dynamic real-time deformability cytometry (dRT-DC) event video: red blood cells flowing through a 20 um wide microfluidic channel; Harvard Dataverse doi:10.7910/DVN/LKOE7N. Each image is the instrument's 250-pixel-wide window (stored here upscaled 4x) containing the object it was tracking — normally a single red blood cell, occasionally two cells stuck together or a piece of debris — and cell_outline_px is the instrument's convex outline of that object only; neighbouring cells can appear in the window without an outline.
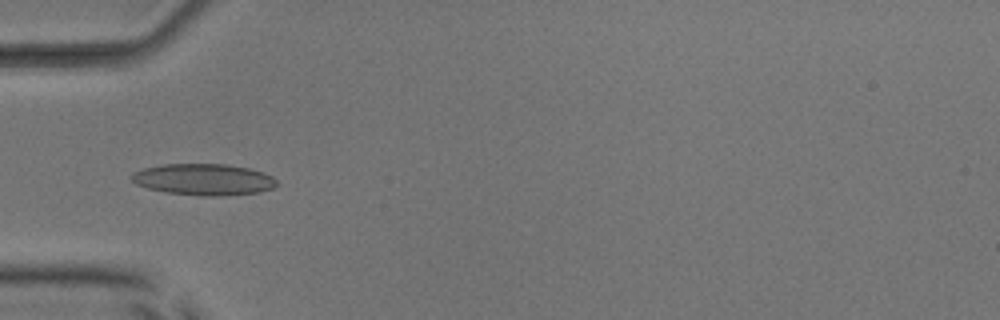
{"species": "common noctule bat (a hibernating species)", "species_latin": "Nyctalus noctula", "temperature_condition": "room temperature", "stored_images_in_passage": 50, "camera_frame_rate_fps": 3000, "um_per_image_px": 0.085, "animal": {"sex": "male", "body_mass_g": 17.9, "forearm_length_mm": 54.2}, "frame": {"image": 1, "passage_image": 16, "time_ms": 5.0, "image_size_px": [1000, 320], "cell_outline_px": [[280, 184], [272, 188], [260, 192], [224, 196], [200, 196], [164, 192], [148, 188], [136, 184], [128, 176], [132, 172], [144, 168], [164, 164], [228, 164], [248, 168], [264, 172], [272, 176]], "centroid_in_image_um": [17.32, 15.26], "position_along_channel_um": 67.7, "area_um2": 26.93}}
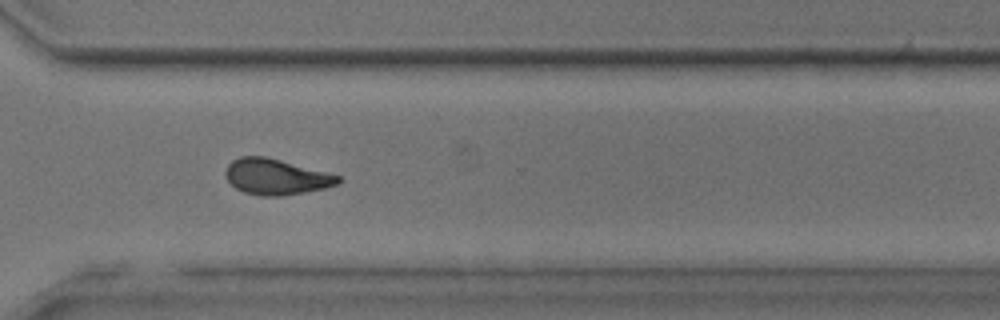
{"frame": {"image": 2, "passage_image": 37, "time_ms": 12.0, "image_size_px": [1000, 320], "cell_outline_px": [[344, 180], [336, 184], [324, 188], [304, 192], [280, 196], [264, 196], [244, 192], [236, 188], [224, 176], [224, 172], [228, 164], [232, 160], [240, 156], [264, 156], [280, 160], [340, 176]], "centroid_in_image_um": [23.43, 15.02], "position_along_channel_um": 347.2, "area_um2": 23.24}}
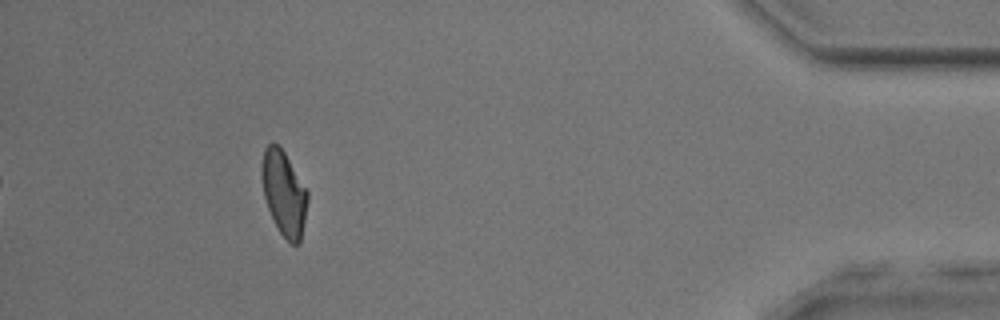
{"frame": {"image": 3, "passage_image": 46, "time_ms": 15.0, "image_size_px": [1000, 320], "cell_outline_px": [[308, 200], [300, 244], [292, 244], [280, 232], [268, 208], [264, 196], [260, 176], [260, 168], [264, 148], [272, 140], [284, 152], [308, 192]], "centroid_in_image_um": [24.11, 16.39], "position_along_channel_um": 411.1, "area_um2": 22.48}, "authors_computed_cell_mechanics": {"area_um2": 23.4957, "velocity_mm_per_s": 4.0108, "shape_relaxation_time_tau1_ms": 9.857, "shape_relaxation_time_tau2_ms": 2.0696, "deformation_change_tau1": 0.2532, "deformation_change_tau2": 0.0947}}